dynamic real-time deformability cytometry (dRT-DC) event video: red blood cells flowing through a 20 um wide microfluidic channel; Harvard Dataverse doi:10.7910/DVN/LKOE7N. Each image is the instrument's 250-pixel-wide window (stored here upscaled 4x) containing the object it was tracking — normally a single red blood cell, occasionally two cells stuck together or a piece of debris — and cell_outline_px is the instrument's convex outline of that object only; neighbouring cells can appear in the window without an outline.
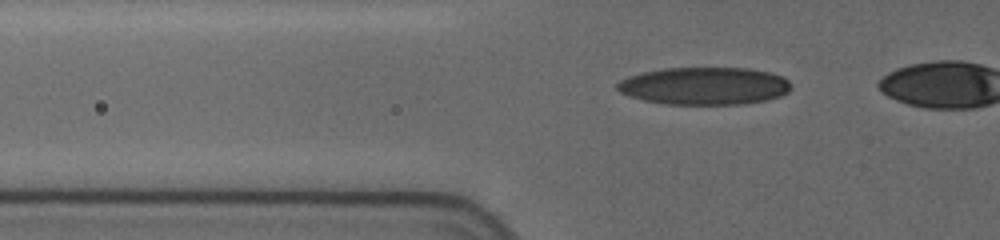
{"species": "human", "species_latin": "Homo sapiens", "temperature_condition": "cold", "stored_images_in_passage": 16, "segment_of_instrument_passage": [1, 2], "camera_frame_rate_fps": 3000, "um_per_image_px": 0.085, "donor": {"sex": "female"}, "frame": {"image": 1, "passage_image": 8, "time_ms": 5.0, "image_size_px": [1000, 240], "cell_outline_px": [[792, 88], [788, 92], [780, 96], [768, 100], [740, 104], [668, 104], [644, 100], [620, 92], [616, 88], [616, 84], [620, 80], [628, 76], [644, 72], [664, 68], [748, 68], [768, 72], [784, 76], [788, 80]], "centroid_in_image_um": [59.91, 7.3], "position_along_channel_um": 65.9, "area_um2": 38.03}}
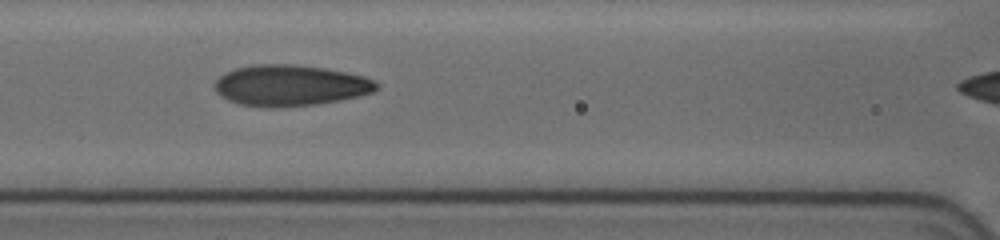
{"frame": {"image": 2, "passage_image": 13, "time_ms": 7.333, "image_size_px": [1000, 240], "cell_outline_px": [[376, 88], [372, 92], [360, 96], [340, 100], [316, 104], [280, 108], [264, 108], [240, 104], [228, 100], [220, 96], [216, 92], [212, 84], [224, 72], [236, 68], [252, 64], [292, 64], [324, 68], [364, 76], [372, 80], [376, 84]], "centroid_in_image_um": [24.59, 7.27], "position_along_channel_um": 142.0, "area_um2": 38.9}}